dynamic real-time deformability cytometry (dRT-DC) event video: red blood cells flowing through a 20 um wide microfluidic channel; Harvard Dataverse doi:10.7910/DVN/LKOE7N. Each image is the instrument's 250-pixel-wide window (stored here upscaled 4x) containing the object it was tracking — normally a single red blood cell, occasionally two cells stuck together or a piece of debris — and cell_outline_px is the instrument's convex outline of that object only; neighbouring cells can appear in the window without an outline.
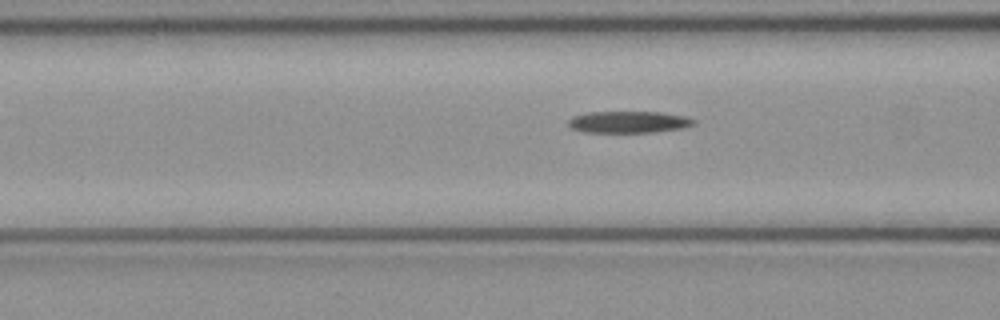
{"species": "common noctule bat (a hibernating species)", "species_latin": "Nyctalus noctula", "temperature_condition": "cold", "stored_images_in_passage": 4, "camera_frame_rate_fps": 3000, "um_per_image_px": 0.085, "animal": {"sex": "female", "body_mass_g": 21.9}, "frame": {"image": 1, "passage_image": 4, "time_ms": 1.0, "image_size_px": [1000, 320], "cell_outline_px": [[696, 124], [684, 128], [656, 132], [580, 132], [572, 128], [568, 124], [568, 120], [572, 116], [588, 112], [660, 112], [684, 116], [696, 120]], "centroid_in_image_um": [53.44, 10.37], "position_along_channel_um": 113.2, "area_um2": 16.01}}